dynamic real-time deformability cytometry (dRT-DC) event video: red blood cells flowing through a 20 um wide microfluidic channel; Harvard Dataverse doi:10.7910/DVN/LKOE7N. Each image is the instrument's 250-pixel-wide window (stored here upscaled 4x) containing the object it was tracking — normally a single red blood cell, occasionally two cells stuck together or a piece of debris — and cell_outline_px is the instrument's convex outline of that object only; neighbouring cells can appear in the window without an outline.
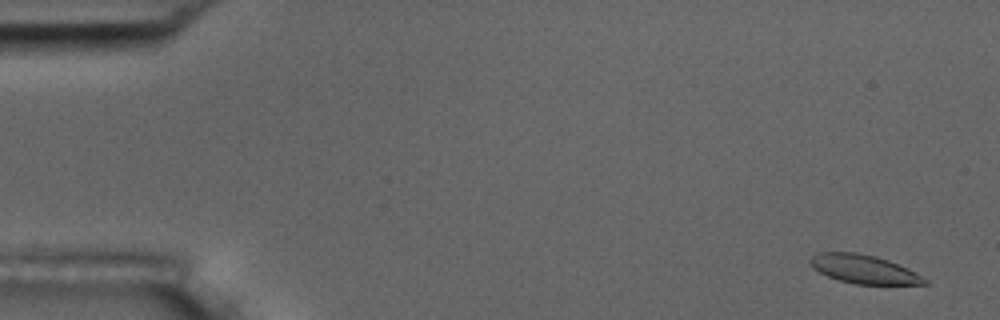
{"species": "common noctule bat (a hibernating species)", "species_latin": "Nyctalus noctula", "temperature_condition": "room temperature", "stored_images_in_passage": 4, "camera_frame_rate_fps": 3000, "um_per_image_px": 0.085, "animal": {"sex": "male", "body_mass_g": 17.5, "forearm_length_mm": 52.3}, "frame": {"image": 1, "passage_image": 1, "time_ms": 0.0, "image_size_px": [1000, 320], "cell_outline_px": [[928, 284], [856, 284], [840, 280], [828, 276], [812, 268], [808, 264], [808, 260], [812, 256], [820, 252], [856, 252], [876, 256], [888, 260], [908, 268], [928, 280]], "centroid_in_image_um": [73.4, 22.87], "position_along_channel_um": 11.6, "area_um2": 19.07}}
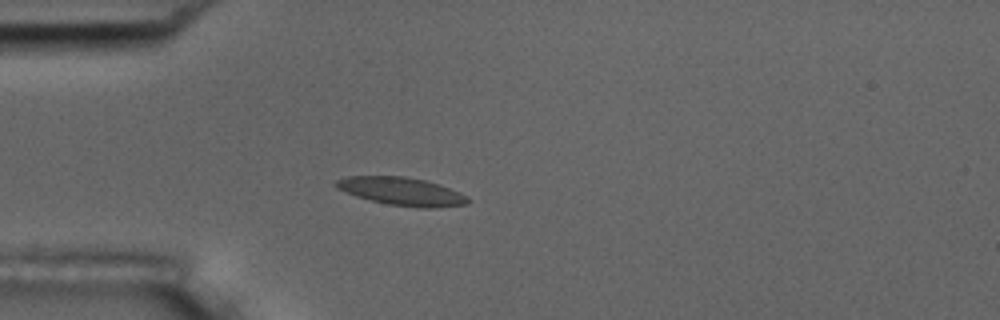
{"frame": {"image": 2, "passage_image": 4, "time_ms": 4.333, "image_size_px": [1000, 320], "cell_outline_px": [[472, 200], [468, 204], [436, 208], [420, 208], [388, 204], [356, 196], [336, 188], [332, 184], [336, 180], [348, 176], [404, 176], [424, 180], [440, 184], [460, 192], [468, 196]], "centroid_in_image_um": [34.18, 16.27], "position_along_channel_um": 50.8, "area_um2": 21.73}}